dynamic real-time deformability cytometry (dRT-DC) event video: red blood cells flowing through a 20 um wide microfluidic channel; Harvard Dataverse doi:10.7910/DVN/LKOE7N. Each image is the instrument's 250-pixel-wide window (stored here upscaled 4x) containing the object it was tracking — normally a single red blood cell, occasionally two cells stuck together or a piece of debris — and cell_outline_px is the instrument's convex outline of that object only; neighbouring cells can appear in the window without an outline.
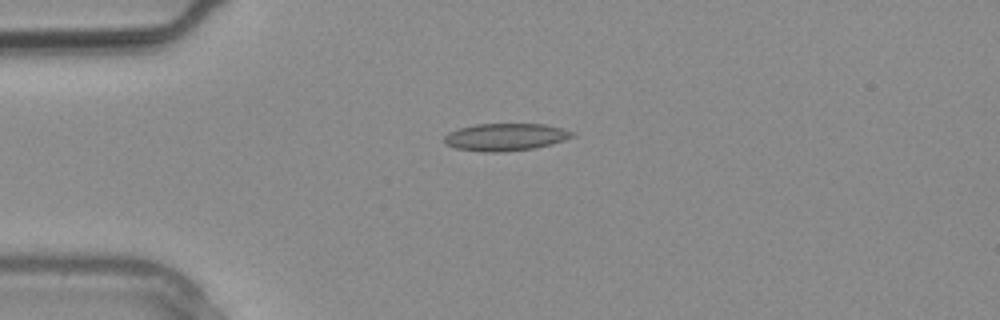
{"species": "common noctule bat (a hibernating species)", "species_latin": "Nyctalus noctula", "temperature_condition": "warm", "stored_images_in_passage": 2, "camera_frame_rate_fps": 3000, "um_per_image_px": 0.085, "animal": {"sex": "male", "body_mass_g": 20.4}, "frame": {"image": 1, "passage_image": 2, "time_ms": 0.333, "image_size_px": [1000, 320], "cell_outline_px": [[576, 136], [564, 140], [536, 148], [504, 152], [484, 152], [456, 148], [444, 144], [444, 136], [448, 132], [460, 128], [476, 124], [544, 124], [576, 132]], "centroid_in_image_um": [42.97, 11.65], "position_along_channel_um": 42.0, "area_um2": 20.52}}